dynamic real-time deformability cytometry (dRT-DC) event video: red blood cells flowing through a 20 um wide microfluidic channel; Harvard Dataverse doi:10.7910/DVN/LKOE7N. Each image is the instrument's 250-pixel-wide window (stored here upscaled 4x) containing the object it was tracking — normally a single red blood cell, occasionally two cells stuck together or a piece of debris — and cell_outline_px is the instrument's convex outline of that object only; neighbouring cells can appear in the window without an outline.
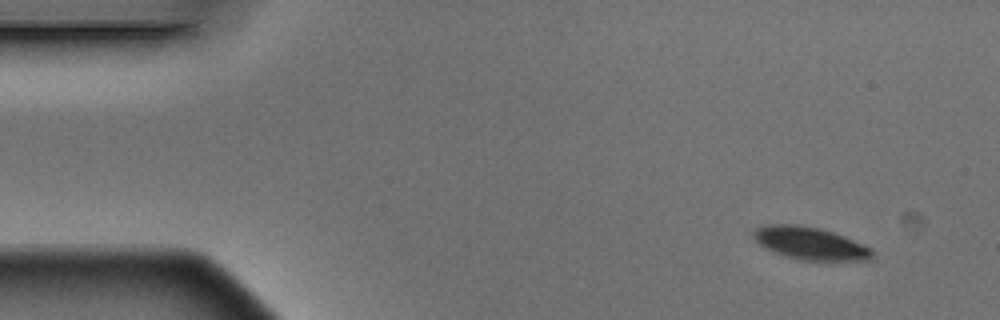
{"species": "Egyptian fruit bat (a non-hibernating species)", "species_latin": "Rousettus aegyptiacus", "temperature_condition": "warm", "stored_images_in_passage": 7, "camera_frame_rate_fps": 3000, "um_per_image_px": 0.085, "animal": {"sex": "male"}, "frame": {"image": 1, "passage_image": 1, "time_ms": 0.0, "image_size_px": [1000, 320], "cell_outline_px": [[876, 252], [872, 260], [804, 260], [784, 256], [772, 252], [764, 248], [752, 236], [752, 232], [756, 228], [764, 224], [800, 224], [820, 228], [844, 236], [864, 244], [872, 248]], "centroid_in_image_um": [68.87, 20.68], "position_along_channel_um": 16.1, "area_um2": 22.89}}
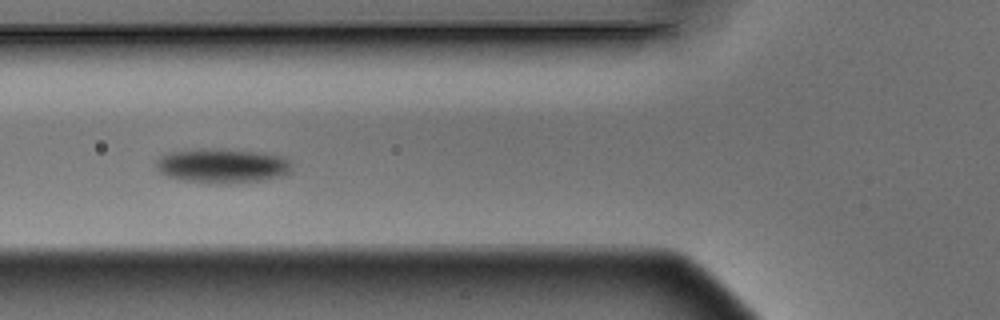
{"frame": {"image": 2, "passage_image": 5, "time_ms": 1.333, "image_size_px": [1000, 320], "cell_outline_px": [[292, 172], [280, 176], [264, 180], [180, 180], [168, 176], [160, 172], [156, 168], [156, 160], [160, 156], [172, 152], [200, 148], [224, 148], [264, 152], [284, 156], [288, 160], [292, 168]], "centroid_in_image_um": [18.92, 14.01], "position_along_channel_um": 106.9, "area_um2": 26.47}}
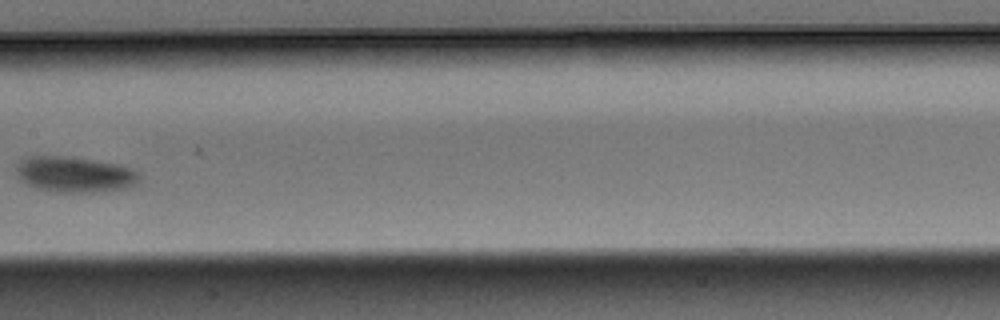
{"frame": {"image": 3, "passage_image": 7, "time_ms": 2.0, "image_size_px": [1000, 320], "cell_outline_px": [[140, 180], [132, 188], [92, 192], [60, 192], [36, 188], [20, 180], [16, 172], [16, 164], [20, 160], [28, 156], [72, 156], [120, 164], [132, 168], [140, 172]], "centroid_in_image_um": [6.4, 14.81], "position_along_channel_um": 201.0, "area_um2": 26.13}}